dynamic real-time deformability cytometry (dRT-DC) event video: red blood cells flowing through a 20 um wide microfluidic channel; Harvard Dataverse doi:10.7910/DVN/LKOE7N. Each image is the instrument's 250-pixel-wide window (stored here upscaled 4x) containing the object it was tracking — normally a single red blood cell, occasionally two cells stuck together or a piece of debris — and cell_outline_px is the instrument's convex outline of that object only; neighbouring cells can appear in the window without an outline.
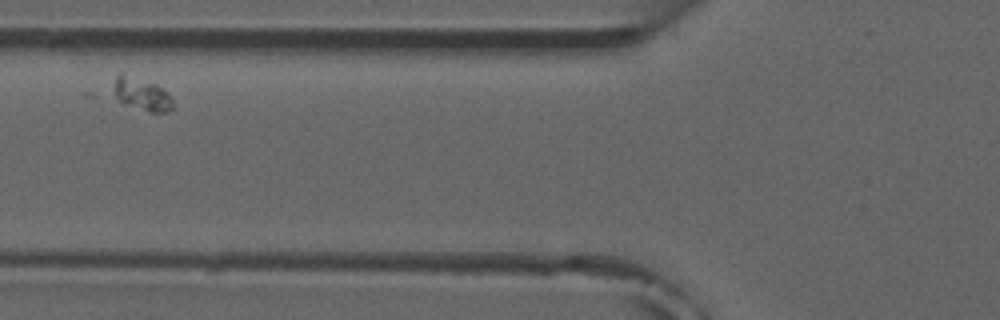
{"species": "common noctule bat (a hibernating species)", "species_latin": "Nyctalus noctula", "temperature_condition": "room temperature", "stored_images_in_passage": 4, "camera_frame_rate_fps": 3000, "um_per_image_px": 0.085, "animal": {"sex": "male", "forearm_length_mm": 52.5}, "frame": {"image": 1, "passage_image": 2, "time_ms": 1.333, "image_size_px": [1000, 320], "cell_outline_px": [[172, 112], [148, 112], [124, 104], [116, 96], [116, 76], [120, 72], [156, 84], [172, 100]], "centroid_in_image_um": [12.07, 8.03], "position_along_channel_um": 113.7, "area_um2": 10.87}}
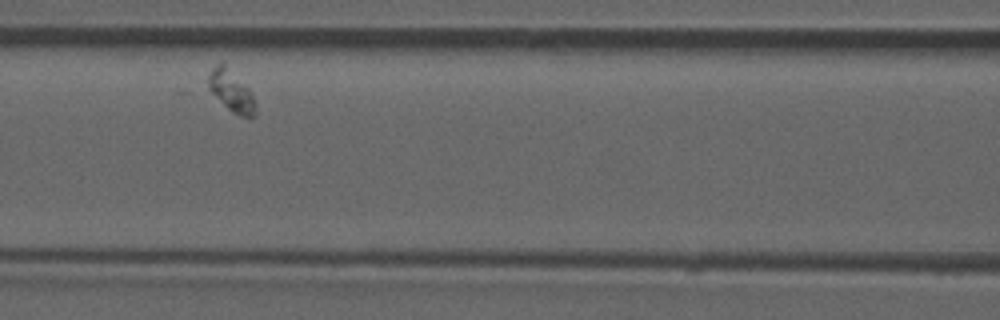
{"frame": {"image": 2, "passage_image": 3, "time_ms": 2.333, "image_size_px": [1000, 320], "cell_outline_px": [[256, 108], [252, 116], [240, 116], [232, 112], [208, 88], [208, 76], [212, 68], [216, 64], [224, 60], [248, 88], [256, 104]], "centroid_in_image_um": [19.64, 7.65], "position_along_channel_um": 147.0, "area_um2": 11.27}}
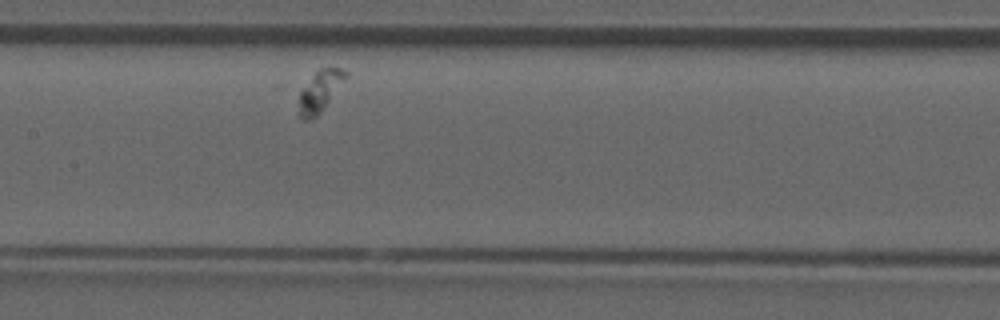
{"frame": {"image": 3, "passage_image": 4, "time_ms": 3.333, "image_size_px": [1000, 320], "cell_outline_px": [[348, 76], [320, 112], [312, 120], [300, 120], [300, 88], [320, 68], [328, 64], [344, 68], [348, 72]], "centroid_in_image_um": [27.23, 7.67], "position_along_channel_um": 180.2, "area_um2": 11.39}}